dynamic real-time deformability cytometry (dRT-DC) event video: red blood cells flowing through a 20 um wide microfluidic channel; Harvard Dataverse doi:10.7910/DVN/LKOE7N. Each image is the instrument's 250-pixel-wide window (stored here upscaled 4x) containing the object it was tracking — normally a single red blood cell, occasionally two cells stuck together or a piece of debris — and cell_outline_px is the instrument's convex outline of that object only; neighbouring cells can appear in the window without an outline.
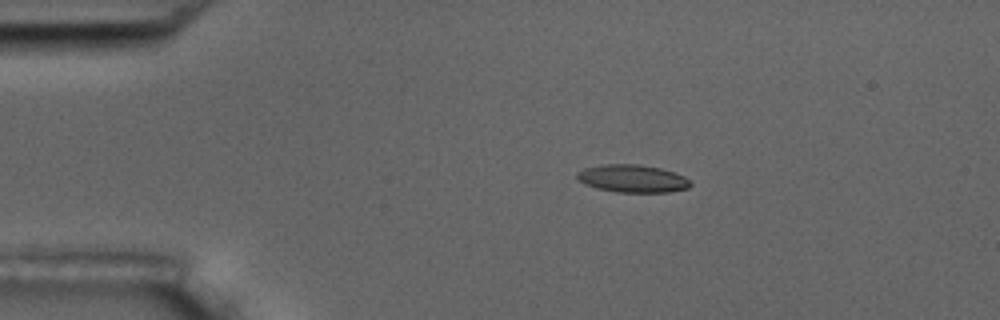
{"species": "common noctule bat (a hibernating species)", "species_latin": "Nyctalus noctula", "temperature_condition": "room temperature", "stored_images_in_passage": 4, "camera_frame_rate_fps": 3000, "um_per_image_px": 0.085, "animal": {"sex": "male", "body_mass_g": 17.5, "forearm_length_mm": 52.3}, "frame": {"image": 1, "passage_image": 3, "time_ms": 3.0, "image_size_px": [1000, 320], "cell_outline_px": [[692, 184], [688, 188], [668, 192], [616, 192], [596, 188], [584, 184], [576, 176], [576, 172], [584, 168], [604, 164], [640, 164], [660, 168], [684, 176]], "centroid_in_image_um": [53.74, 15.17], "position_along_channel_um": 31.3, "area_um2": 18.26}}